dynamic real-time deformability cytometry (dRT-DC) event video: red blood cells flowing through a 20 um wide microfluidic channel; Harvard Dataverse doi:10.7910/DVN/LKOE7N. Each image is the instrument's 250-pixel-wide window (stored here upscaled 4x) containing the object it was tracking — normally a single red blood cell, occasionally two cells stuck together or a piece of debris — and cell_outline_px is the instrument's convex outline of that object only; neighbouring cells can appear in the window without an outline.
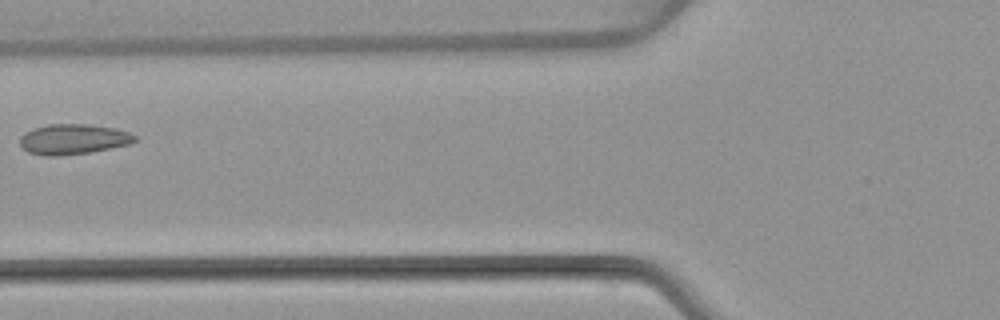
{"species": "common noctule bat (a hibernating species)", "species_latin": "Nyctalus noctula", "temperature_condition": "warm", "stored_images_in_passage": 5, "camera_frame_rate_fps": 3000, "um_per_image_px": 0.085, "animal": {"sex": "female", "body_mass_g": 22.7, "forearm_length_mm": 54.2}, "frame": {"image": 1, "passage_image": 5, "time_ms": 5.0, "image_size_px": [1000, 320], "cell_outline_px": [[136, 140], [128, 144], [88, 152], [56, 156], [44, 156], [28, 152], [20, 144], [20, 136], [24, 132], [32, 128], [48, 124], [88, 124], [116, 128], [128, 132], [136, 136]], "centroid_in_image_um": [6.17, 11.82], "position_along_channel_um": 119.6, "area_um2": 20.17}}